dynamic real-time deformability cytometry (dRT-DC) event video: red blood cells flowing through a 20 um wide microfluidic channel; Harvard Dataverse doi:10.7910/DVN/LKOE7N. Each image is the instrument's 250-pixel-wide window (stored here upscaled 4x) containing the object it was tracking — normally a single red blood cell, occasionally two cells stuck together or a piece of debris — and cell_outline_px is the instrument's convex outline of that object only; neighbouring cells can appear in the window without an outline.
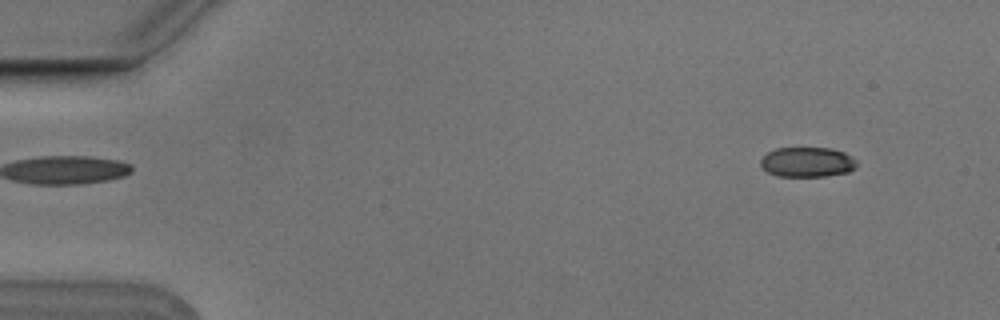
{"species": "Egyptian fruit bat (a non-hibernating species)", "species_latin": "Rousettus aegyptiacus", "temperature_condition": "cold", "stored_images_in_passage": 6, "camera_frame_rate_fps": 3000, "um_per_image_px": 0.085, "animal": {"sex": "male"}, "frame": {"image": 1, "passage_image": 1, "time_ms": 0.0, "image_size_px": [1000, 320], "cell_outline_px": [[856, 168], [848, 172], [824, 176], [776, 176], [768, 172], [760, 164], [760, 160], [768, 152], [776, 148], [832, 148], [844, 152], [852, 156], [856, 160]], "centroid_in_image_um": [68.63, 13.77], "position_along_channel_um": 16.4, "area_um2": 16.76}}
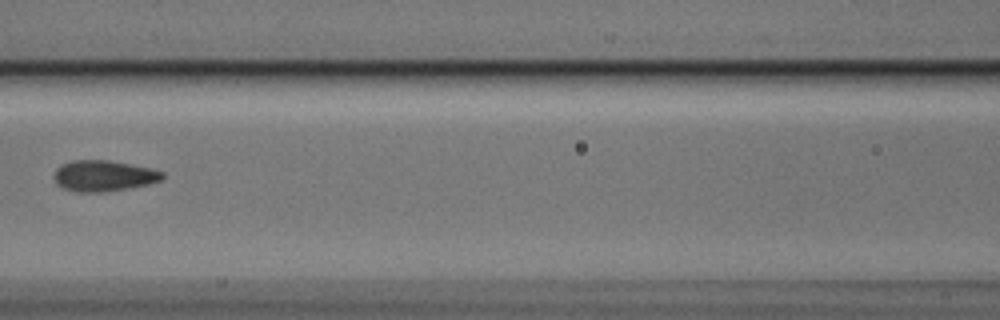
{"frame": {"image": 2, "passage_image": 6, "time_ms": 1.667, "image_size_px": [1000, 320], "cell_outline_px": [[164, 176], [160, 180], [148, 184], [104, 192], [76, 192], [64, 188], [56, 184], [56, 168], [72, 160], [108, 160], [152, 168], [164, 172]], "centroid_in_image_um": [8.83, 14.94], "position_along_channel_um": 157.8, "area_um2": 19.31}}